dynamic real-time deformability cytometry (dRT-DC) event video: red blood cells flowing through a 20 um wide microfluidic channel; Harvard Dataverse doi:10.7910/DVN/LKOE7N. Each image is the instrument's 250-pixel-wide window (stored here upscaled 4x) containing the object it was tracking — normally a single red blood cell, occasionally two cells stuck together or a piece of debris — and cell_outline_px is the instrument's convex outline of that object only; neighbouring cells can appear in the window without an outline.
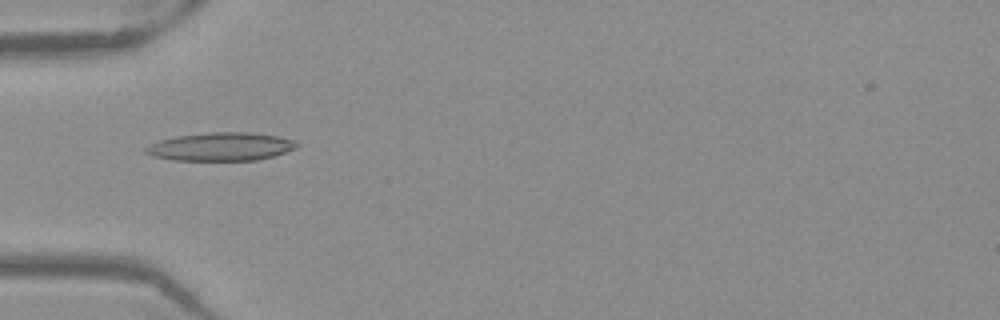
{"species": "Egyptian fruit bat (a non-hibernating species)", "species_latin": "Rousettus aegyptiacus", "temperature_condition": "warm", "stored_images_in_passage": 52, "camera_frame_rate_fps": 3000, "um_per_image_px": 0.085, "frame": {"image": 1, "passage_image": 17, "time_ms": 5.333, "image_size_px": [1000, 320], "cell_outline_px": [[300, 144], [296, 148], [272, 156], [256, 160], [172, 160], [156, 156], [144, 152], [144, 148], [160, 140], [176, 136], [208, 132], [248, 132], [276, 136], [292, 140]], "centroid_in_image_um": [18.77, 12.46], "position_along_channel_um": 66.2, "area_um2": 24.57}}
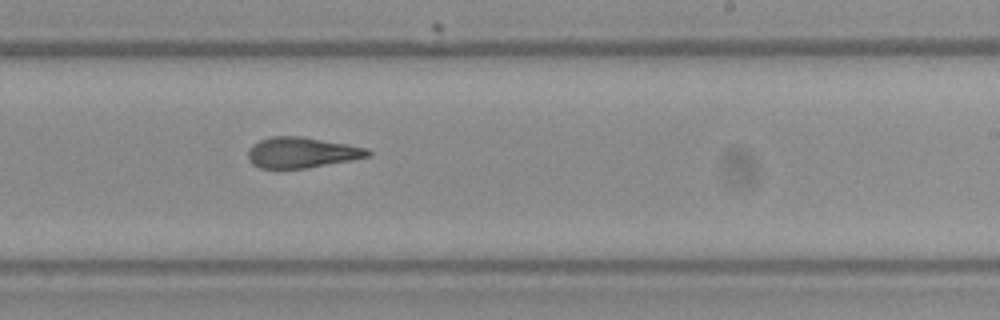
{"frame": {"image": 2, "passage_image": 32, "time_ms": 10.333, "image_size_px": [1000, 320], "cell_outline_px": [[372, 156], [352, 160], [304, 168], [260, 168], [252, 164], [248, 160], [248, 152], [252, 144], [260, 140], [272, 136], [300, 136], [348, 144], [368, 148], [372, 152]], "centroid_in_image_um": [25.67, 12.96], "position_along_channel_um": 263.3, "area_um2": 21.44}}
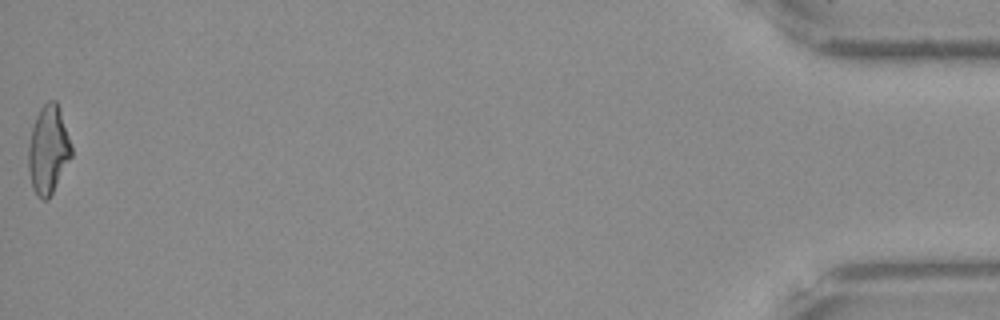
{"frame": {"image": 3, "passage_image": 52, "time_ms": 17.0, "image_size_px": [1000, 320], "cell_outline_px": [[72, 156], [48, 200], [40, 200], [36, 196], [32, 188], [28, 168], [28, 144], [32, 128], [36, 116], [40, 108], [48, 100], [56, 100], [60, 108], [72, 148]], "centroid_in_image_um": [4.09, 12.74], "position_along_channel_um": 431.1, "area_um2": 22.25}, "authors_computed_cell_mechanics": {"area_um2": 22.4264, "velocity_mm_per_s": 3.9444, "shape_relaxation_time_tau1_ms": null, "shape_relaxation_time_tau2_ms": 2.821, "deformation_change_tau1": null, "deformation_change_tau2": 0.1347}}